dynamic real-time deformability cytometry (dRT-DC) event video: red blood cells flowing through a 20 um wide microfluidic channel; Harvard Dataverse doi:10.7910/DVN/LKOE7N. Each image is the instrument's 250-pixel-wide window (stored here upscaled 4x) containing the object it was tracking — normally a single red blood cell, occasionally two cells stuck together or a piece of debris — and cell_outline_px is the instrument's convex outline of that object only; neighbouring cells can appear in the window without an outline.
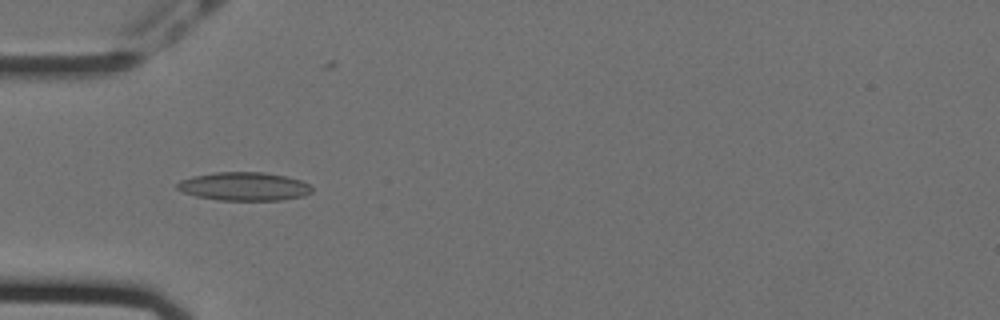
{"species": "Egyptian fruit bat (a non-hibernating species)", "species_latin": "Rousettus aegyptiacus", "temperature_condition": "cold", "stored_images_in_passage": 40, "camera_frame_rate_fps": 3000, "um_per_image_px": 0.085, "animal": {"sex": "female"}, "frame": {"image": 1, "passage_image": 1, "time_ms": 0.0, "image_size_px": [1000, 320], "cell_outline_px": [[312, 192], [304, 196], [280, 200], [216, 200], [196, 196], [184, 192], [176, 188], [176, 184], [180, 180], [192, 176], [216, 172], [264, 172], [284, 176], [300, 180], [308, 184], [312, 188]], "centroid_in_image_um": [20.73, 15.84], "position_along_channel_um": 64.3, "area_um2": 22.31}}
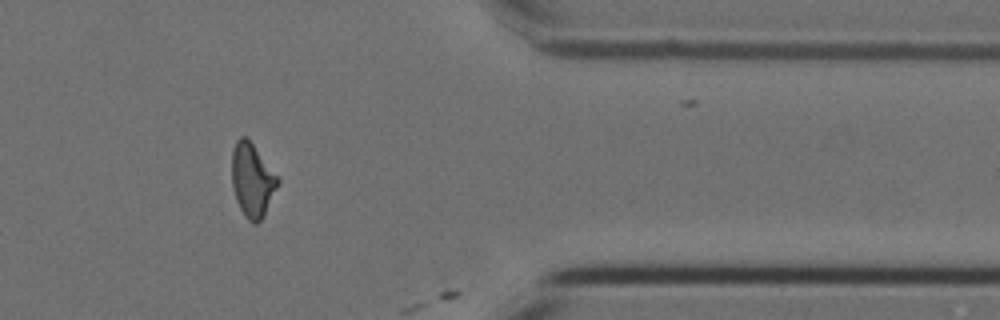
{"frame": {"image": 2, "passage_image": 30, "time_ms": 9.667, "image_size_px": [1000, 320], "cell_outline_px": [[280, 180], [264, 216], [256, 224], [252, 224], [244, 216], [236, 200], [232, 184], [232, 152], [236, 140], [240, 136], [244, 136], [252, 144]], "centroid_in_image_um": [21.42, 15.35], "position_along_channel_um": 390.0, "area_um2": 19.36}}
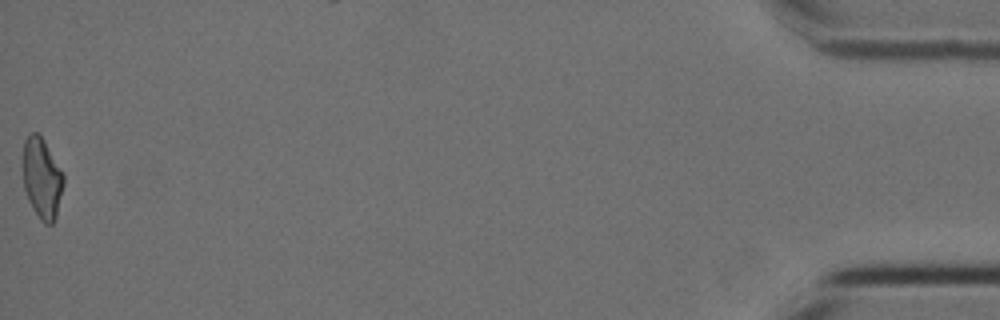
{"frame": {"image": 3, "passage_image": 40, "time_ms": 13.0, "image_size_px": [1000, 320], "cell_outline_px": [[64, 184], [56, 216], [52, 224], [44, 224], [40, 220], [28, 200], [24, 188], [24, 140], [32, 132], [36, 132], [44, 140], [64, 176]], "centroid_in_image_um": [3.57, 15.18], "position_along_channel_um": 431.6, "area_um2": 18.73}}